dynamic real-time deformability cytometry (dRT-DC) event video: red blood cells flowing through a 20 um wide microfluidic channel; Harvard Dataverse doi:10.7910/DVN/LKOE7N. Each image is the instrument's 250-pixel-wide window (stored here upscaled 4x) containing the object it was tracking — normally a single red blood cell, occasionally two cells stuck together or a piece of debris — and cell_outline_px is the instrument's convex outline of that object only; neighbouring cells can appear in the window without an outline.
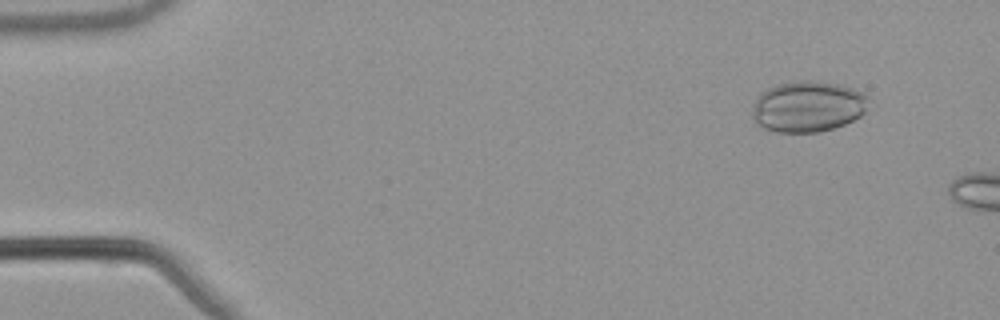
{"species": "common noctule bat (a hibernating species)", "species_latin": "Nyctalus noctula", "temperature_condition": "warm", "stored_images_in_passage": 5, "camera_frame_rate_fps": 3000, "um_per_image_px": 0.085, "animal": {"sex": "male", "body_mass_g": 21.5, "forearm_length_mm": 52.0}, "frame": {"image": 1, "passage_image": 1, "time_ms": 0.0, "image_size_px": [1000, 320], "cell_outline_px": [[868, 100], [864, 112], [860, 116], [844, 124], [820, 132], [776, 132], [764, 128], [756, 124], [752, 116], [752, 108], [756, 96], [760, 92], [768, 88], [780, 84], [800, 80], [808, 80], [840, 84], [864, 92], [868, 96]], "centroid_in_image_um": [68.64, 9.05], "position_along_channel_um": 16.4, "area_um2": 34.68}}